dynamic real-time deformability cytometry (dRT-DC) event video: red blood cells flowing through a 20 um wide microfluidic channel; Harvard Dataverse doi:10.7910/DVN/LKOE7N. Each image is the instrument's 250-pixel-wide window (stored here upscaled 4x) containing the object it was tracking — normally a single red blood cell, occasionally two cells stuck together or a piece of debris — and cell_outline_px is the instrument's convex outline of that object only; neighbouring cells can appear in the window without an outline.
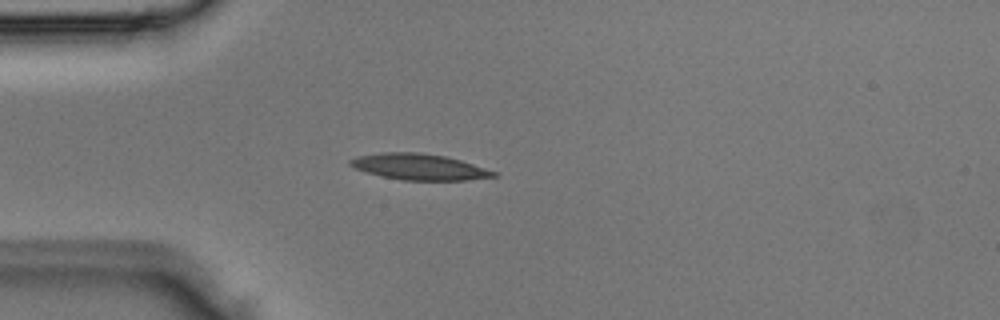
{"species": "Egyptian fruit bat (a non-hibernating species)", "species_latin": "Rousettus aegyptiacus", "temperature_condition": "room temperature", "stored_images_in_passage": 2, "camera_frame_rate_fps": 3000, "um_per_image_px": 0.085, "animal": {"sex": "male"}, "frame": {"image": 1, "passage_image": 2, "time_ms": 0.333, "image_size_px": [1000, 320], "cell_outline_px": [[500, 176], [464, 180], [404, 180], [384, 176], [368, 172], [356, 168], [348, 164], [348, 160], [356, 156], [384, 152], [420, 152], [448, 156], [496, 172]], "centroid_in_image_um": [35.63, 14.17], "position_along_channel_um": 49.4, "area_um2": 21.62}}